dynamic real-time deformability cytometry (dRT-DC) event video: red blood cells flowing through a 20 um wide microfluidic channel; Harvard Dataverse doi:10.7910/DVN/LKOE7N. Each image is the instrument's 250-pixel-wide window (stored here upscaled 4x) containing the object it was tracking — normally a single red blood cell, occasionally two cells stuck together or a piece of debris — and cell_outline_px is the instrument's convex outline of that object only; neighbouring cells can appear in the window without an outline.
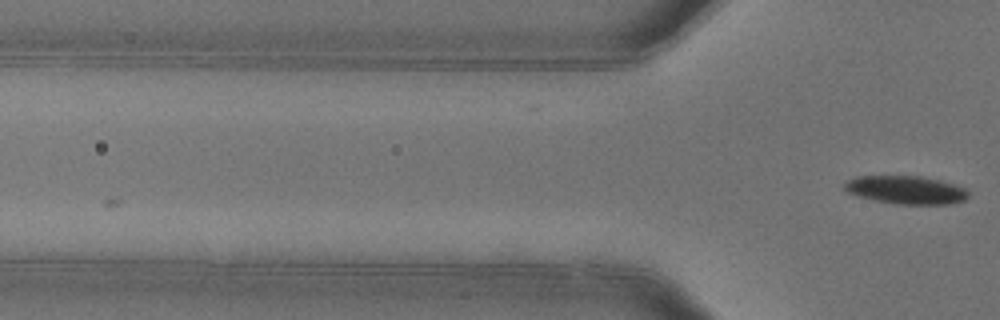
{"species": "common noctule bat (a hibernating species)", "species_latin": "Nyctalus noctula", "temperature_condition": "warm", "stored_images_in_passage": 3, "camera_frame_rate_fps": 3000, "um_per_image_px": 0.085, "animal": {"sex": "female"}, "frame": {"image": 1, "passage_image": 3, "time_ms": 0.667, "image_size_px": [1000, 320], "cell_outline_px": [[968, 196], [964, 200], [948, 204], [896, 204], [872, 200], [848, 192], [844, 188], [844, 184], [848, 180], [856, 176], [920, 176], [940, 180], [964, 188], [968, 192]], "centroid_in_image_um": [76.99, 16.14], "position_along_channel_um": 48.8, "area_um2": 20.17}}